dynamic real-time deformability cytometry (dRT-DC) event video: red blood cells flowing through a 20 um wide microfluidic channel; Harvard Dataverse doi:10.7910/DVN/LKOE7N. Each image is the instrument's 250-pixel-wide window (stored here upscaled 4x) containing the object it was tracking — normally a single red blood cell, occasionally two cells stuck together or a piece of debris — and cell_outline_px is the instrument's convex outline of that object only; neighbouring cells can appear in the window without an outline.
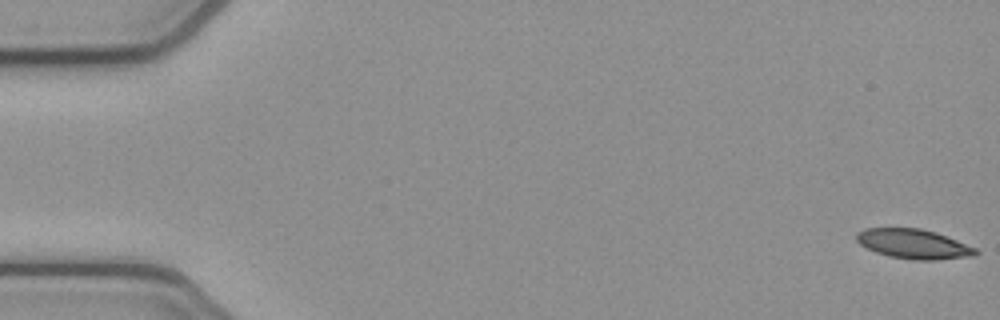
{"species": "common noctule bat (a hibernating species)", "species_latin": "Nyctalus noctula", "temperature_condition": "cold", "stored_images_in_passage": 53, "camera_frame_rate_fps": 3000, "um_per_image_px": 0.085, "animal": {"sex": "female", "body_mass_g": 21.9}, "frame": {"image": 1, "passage_image": 1, "time_ms": 0.0, "image_size_px": [1000, 320], "cell_outline_px": [[980, 252], [976, 256], [936, 260], [912, 260], [888, 256], [876, 252], [860, 244], [856, 240], [856, 232], [864, 228], [920, 228], [936, 232], [976, 248]], "centroid_in_image_um": [77.66, 20.74], "position_along_channel_um": 7.3, "area_um2": 20.69}}
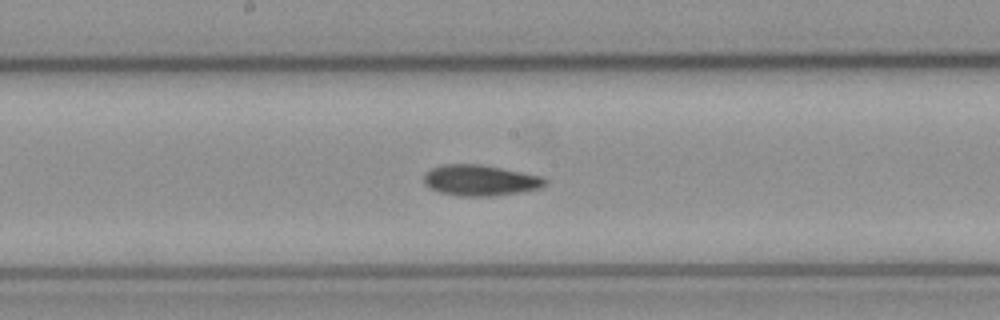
{"frame": {"image": 2, "passage_image": 28, "time_ms": 9.0, "image_size_px": [1000, 320], "cell_outline_px": [[548, 180], [544, 188], [520, 192], [492, 196], [460, 196], [440, 192], [428, 188], [424, 184], [424, 172], [440, 164], [480, 164], [544, 176]], "centroid_in_image_um": [40.83, 15.32], "position_along_channel_um": 207.4, "area_um2": 22.14}}
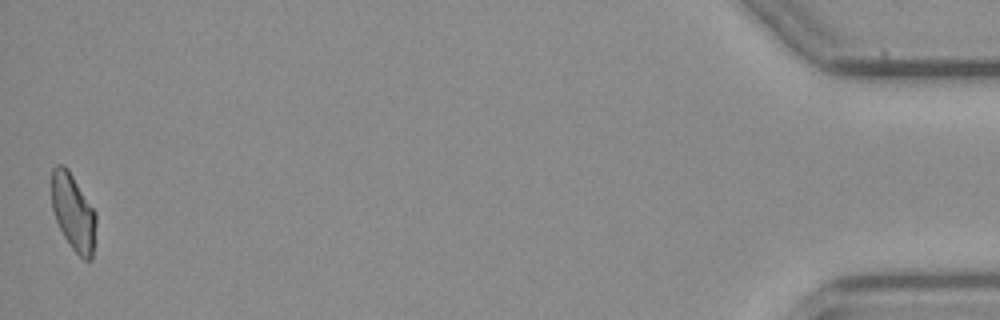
{"frame": {"image": 3, "passage_image": 53, "time_ms": 17.333, "image_size_px": [1000, 320], "cell_outline_px": [[96, 224], [92, 260], [84, 260], [72, 248], [64, 236], [56, 220], [52, 208], [52, 168], [56, 164], [64, 164], [68, 168], [96, 212]], "centroid_in_image_um": [6.23, 18.02], "position_along_channel_um": 429.0, "area_um2": 19.88}, "authors_computed_cell_mechanics": {"area_um2": 21.1548, "velocity_mm_per_s": 3.8636, "shape_relaxation_time_tau1_ms": null, "shape_relaxation_time_tau2_ms": 9.9934, "deformation_change_tau1": null, "deformation_change_tau2": 0.1722}}